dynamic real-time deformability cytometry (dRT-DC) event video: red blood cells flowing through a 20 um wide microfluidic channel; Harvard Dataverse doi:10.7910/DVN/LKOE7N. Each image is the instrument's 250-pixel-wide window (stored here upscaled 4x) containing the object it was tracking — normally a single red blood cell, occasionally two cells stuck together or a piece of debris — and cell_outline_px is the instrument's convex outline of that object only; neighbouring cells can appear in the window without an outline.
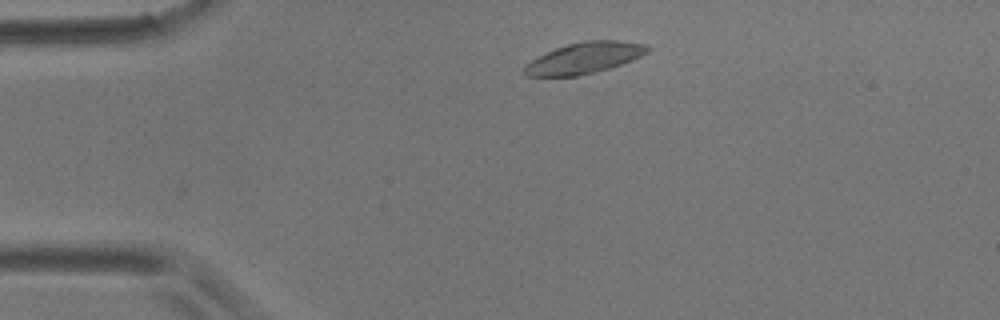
{"species": "common noctule bat (a hibernating species)", "species_latin": "Nyctalus noctula", "temperature_condition": "room temperature", "stored_images_in_passage": 7, "camera_frame_rate_fps": 3000, "um_per_image_px": 0.085, "animal": {"sex": "male", "body_mass_g": 17.9}, "frame": {"image": 1, "passage_image": 1, "time_ms": 0.0, "image_size_px": [1000, 320], "cell_outline_px": [[652, 48], [648, 52], [632, 60], [596, 72], [576, 76], [528, 76], [524, 72], [524, 64], [556, 48], [568, 44], [584, 40], [616, 40], [648, 44]], "centroid_in_image_um": [49.71, 4.92], "position_along_channel_um": 35.3, "area_um2": 22.2}}
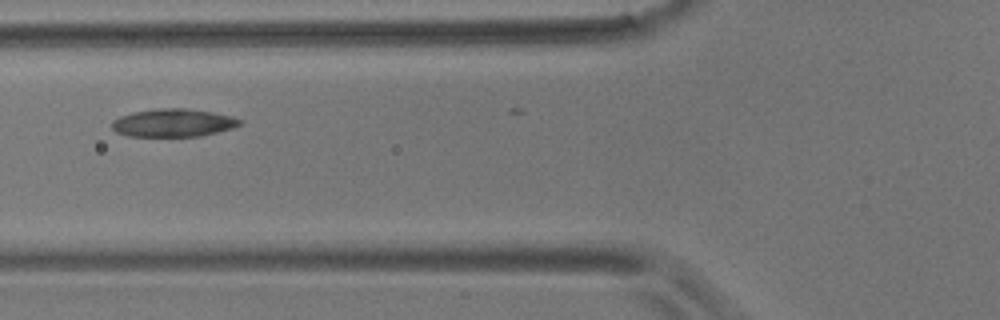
{"frame": {"image": 2, "passage_image": 4, "time_ms": 3.333, "image_size_px": [1000, 320], "cell_outline_px": [[244, 124], [232, 128], [200, 136], [128, 136], [116, 132], [112, 128], [112, 120], [120, 116], [136, 112], [156, 108], [184, 108], [212, 112], [232, 116], [244, 120]], "centroid_in_image_um": [14.76, 10.44], "position_along_channel_um": 111.0, "area_um2": 20.87}}
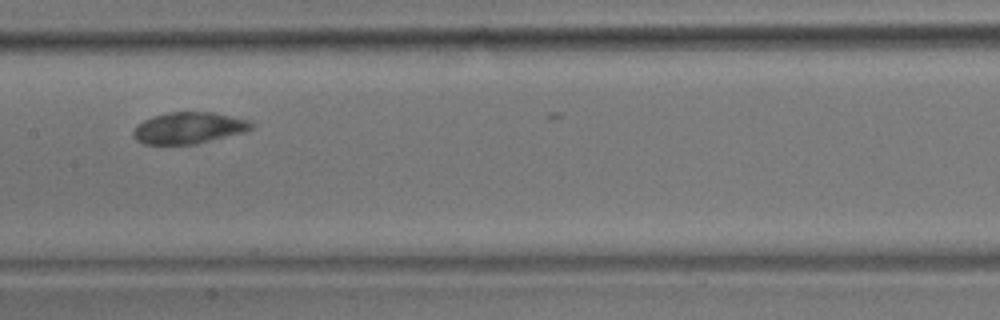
{"frame": {"image": 3, "passage_image": 6, "time_ms": 5.667, "image_size_px": [1000, 320], "cell_outline_px": [[252, 128], [244, 132], [196, 144], [144, 144], [136, 140], [132, 136], [132, 132], [136, 124], [152, 116], [168, 112], [212, 112], [248, 120], [252, 124]], "centroid_in_image_um": [15.98, 10.87], "position_along_channel_um": 191.4, "area_um2": 21.62}}